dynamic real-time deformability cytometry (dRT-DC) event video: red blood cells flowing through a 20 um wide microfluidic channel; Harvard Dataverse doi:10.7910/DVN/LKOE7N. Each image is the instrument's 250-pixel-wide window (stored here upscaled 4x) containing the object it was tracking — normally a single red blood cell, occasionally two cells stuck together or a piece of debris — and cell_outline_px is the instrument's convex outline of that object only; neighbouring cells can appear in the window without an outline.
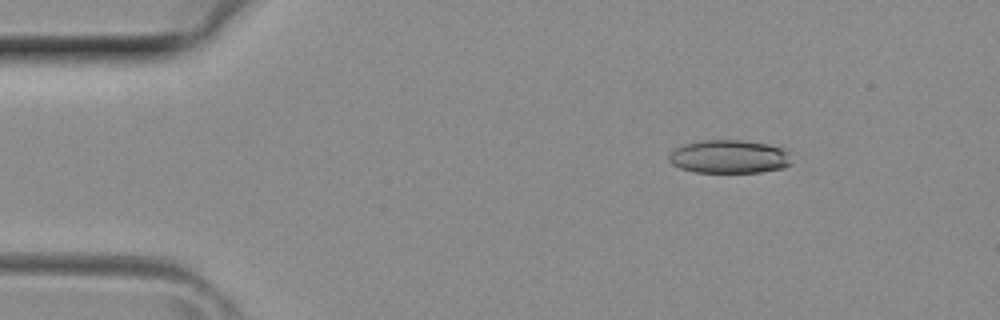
{"species": "common noctule bat (a hibernating species)", "species_latin": "Nyctalus noctula", "temperature_condition": "room temperature", "stored_images_in_passage": 4, "camera_frame_rate_fps": 3000, "um_per_image_px": 0.085, "animal": {"sex": "female", "body_mass_g": 29.2, "forearm_length_mm": 56.3}, "frame": {"image": 1, "passage_image": 2, "time_ms": 0.333, "image_size_px": [1000, 320], "cell_outline_px": [[792, 164], [784, 168], [760, 172], [696, 172], [680, 168], [672, 164], [668, 160], [668, 156], [676, 148], [684, 144], [700, 140], [744, 140], [768, 144], [792, 152]], "centroid_in_image_um": [62.03, 13.31], "position_along_channel_um": 23.0, "area_um2": 24.1}}
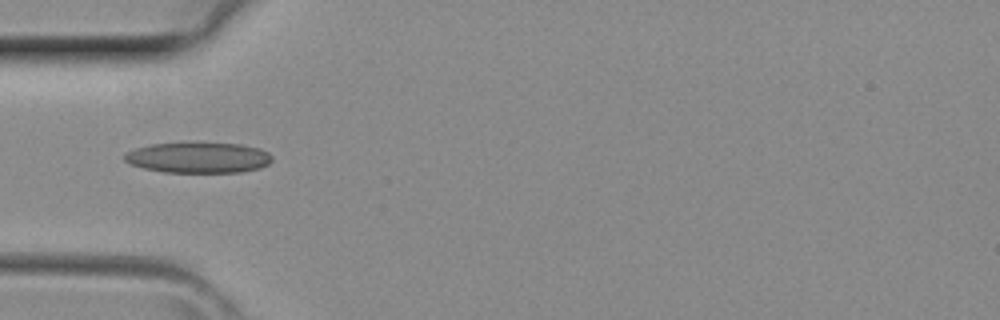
{"frame": {"image": 2, "passage_image": 4, "time_ms": 1.0, "image_size_px": [1000, 320], "cell_outline_px": [[272, 160], [268, 164], [260, 168], [240, 172], [164, 172], [144, 168], [132, 164], [124, 160], [124, 152], [136, 148], [152, 144], [240, 144], [260, 148], [268, 152], [272, 156]], "centroid_in_image_um": [16.88, 13.41], "position_along_channel_um": 68.1, "area_um2": 25.95}}